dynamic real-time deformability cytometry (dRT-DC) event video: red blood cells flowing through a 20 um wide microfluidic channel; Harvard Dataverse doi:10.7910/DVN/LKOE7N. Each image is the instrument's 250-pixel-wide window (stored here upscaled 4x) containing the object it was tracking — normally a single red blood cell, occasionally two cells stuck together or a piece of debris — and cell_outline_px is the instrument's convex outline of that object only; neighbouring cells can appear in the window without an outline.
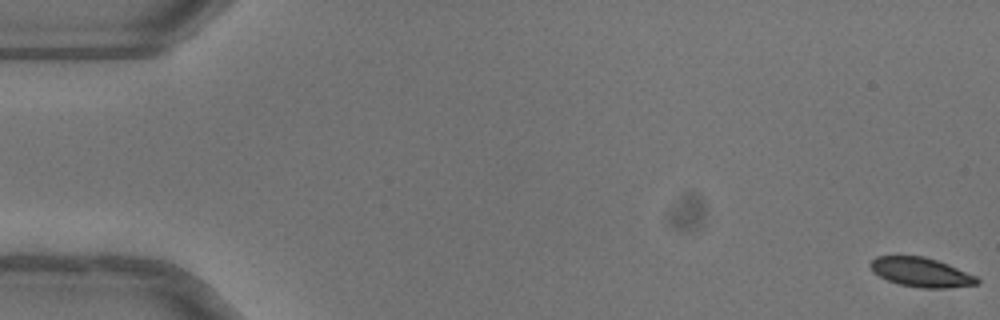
{"species": "common noctule bat (a hibernating species)", "species_latin": "Nyctalus noctula", "temperature_condition": "warm", "stored_images_in_passage": 52, "camera_frame_rate_fps": 3000, "um_per_image_px": 0.085, "animal": {"sex": "female"}, "frame": {"image": 1, "passage_image": 1, "time_ms": 0.0, "image_size_px": [1000, 320], "cell_outline_px": [[980, 284], [948, 288], [920, 288], [900, 284], [888, 280], [872, 272], [868, 264], [876, 256], [924, 256], [948, 264], [976, 276], [980, 280]], "centroid_in_image_um": [78.29, 23.14], "position_along_channel_um": 6.7, "area_um2": 18.26}}
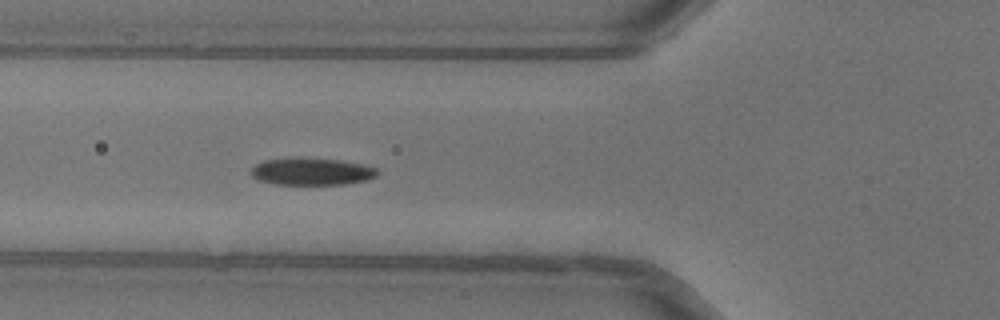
{"frame": {"image": 2, "passage_image": 20, "time_ms": 6.333, "image_size_px": [1000, 320], "cell_outline_px": [[380, 172], [376, 176], [368, 180], [344, 184], [276, 184], [256, 180], [252, 176], [252, 168], [256, 164], [264, 160], [340, 160], [364, 164], [376, 168]], "centroid_in_image_um": [26.55, 14.62], "position_along_channel_um": 99.2, "area_um2": 19.31}}
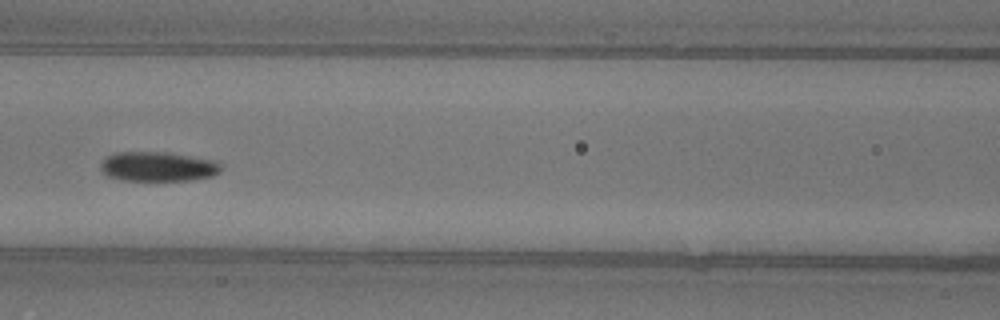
{"frame": {"image": 3, "passage_image": 24, "time_ms": 7.667, "image_size_px": [1000, 320], "cell_outline_px": [[220, 172], [212, 176], [192, 180], [120, 180], [108, 176], [100, 168], [100, 164], [104, 156], [116, 152], [168, 152], [216, 160], [220, 164]], "centroid_in_image_um": [13.41, 14.15], "position_along_channel_um": 153.2, "area_um2": 20.92}, "authors_computed_cell_mechanics": {"area_um2": 19.5653, "velocity_mm_per_s": 4.01, "shape_relaxation_time_tau1_ms": 3.3479, "shape_relaxation_time_tau2_ms": 4.9393, "deformation_change_tau1": 0.1279, "deformation_change_tau2": 0.0838}}